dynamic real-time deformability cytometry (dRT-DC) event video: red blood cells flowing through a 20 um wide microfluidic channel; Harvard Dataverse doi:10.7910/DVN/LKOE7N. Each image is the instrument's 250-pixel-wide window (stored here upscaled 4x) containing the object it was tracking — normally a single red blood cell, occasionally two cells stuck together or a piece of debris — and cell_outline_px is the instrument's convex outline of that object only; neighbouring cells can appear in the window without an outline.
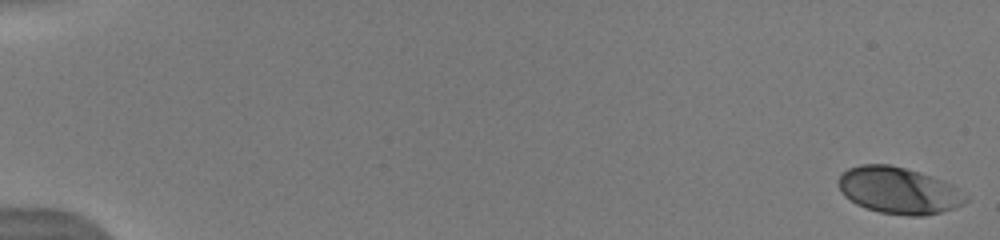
{"species": "human", "species_latin": "Homo sapiens", "temperature_condition": "warm", "stored_images_in_passage": 46, "camera_frame_rate_fps": 3000, "um_per_image_px": 0.085, "donor": {"sex": "male"}, "frame": {"image": 1, "passage_image": 1, "time_ms": 0.0, "image_size_px": [1000, 240], "cell_outline_px": [[968, 200], [964, 204], [956, 208], [924, 216], [908, 216], [880, 212], [856, 204], [844, 196], [840, 192], [836, 184], [836, 180], [848, 168], [860, 164], [888, 164], [920, 172], [932, 176], [952, 184], [968, 196]], "centroid_in_image_um": [76.38, 16.19], "position_along_channel_um": 8.6, "area_um2": 34.91}}
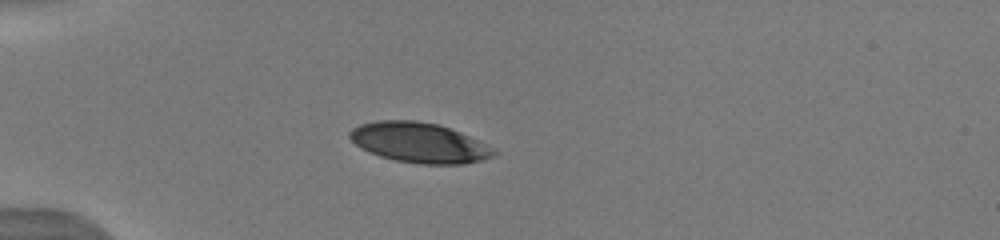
{"frame": {"image": 2, "passage_image": 12, "time_ms": 5.0, "image_size_px": [1000, 240], "cell_outline_px": [[500, 152], [492, 156], [480, 160], [464, 164], [420, 164], [396, 160], [380, 156], [368, 152], [360, 148], [348, 136], [348, 132], [352, 128], [360, 124], [376, 120], [416, 120], [436, 124], [460, 132], [496, 148]], "centroid_in_image_um": [35.63, 12.12], "position_along_channel_um": 49.4, "area_um2": 33.76}}
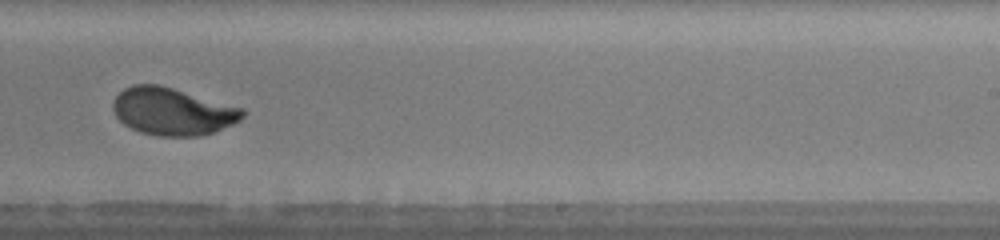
{"frame": {"image": 3, "passage_image": 35, "time_ms": 11.333, "image_size_px": [1000, 240], "cell_outline_px": [[244, 116], [240, 120], [216, 132], [200, 136], [156, 136], [140, 132], [124, 124], [116, 116], [112, 108], [112, 100], [124, 88], [132, 84], [156, 84], [172, 88], [244, 108]], "centroid_in_image_um": [14.65, 9.48], "position_along_channel_um": 274.3, "area_um2": 35.84}, "authors_computed_cell_mechanics": {"area_um2": 35.7782, "velocity_mm_per_s": 3.981, "shape_relaxation_time_tau1_ms": 3.3509, "shape_relaxation_time_tau2_ms": null, "deformation_change_tau1": 0.1717, "deformation_change_tau2": null}}